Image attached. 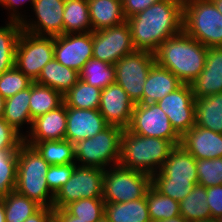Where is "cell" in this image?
<instances>
[{"instance_id": "obj_3", "label": "cell", "mask_w": 222, "mask_h": 222, "mask_svg": "<svg viewBox=\"0 0 222 222\" xmlns=\"http://www.w3.org/2000/svg\"><path fill=\"white\" fill-rule=\"evenodd\" d=\"M196 170V159L181 145H176L160 170L151 176V185L180 203L198 185Z\"/></svg>"}, {"instance_id": "obj_20", "label": "cell", "mask_w": 222, "mask_h": 222, "mask_svg": "<svg viewBox=\"0 0 222 222\" xmlns=\"http://www.w3.org/2000/svg\"><path fill=\"white\" fill-rule=\"evenodd\" d=\"M66 105L38 116L32 122L31 129L24 136V142H42L64 140L67 126Z\"/></svg>"}, {"instance_id": "obj_10", "label": "cell", "mask_w": 222, "mask_h": 222, "mask_svg": "<svg viewBox=\"0 0 222 222\" xmlns=\"http://www.w3.org/2000/svg\"><path fill=\"white\" fill-rule=\"evenodd\" d=\"M154 63V53L135 50L114 64L115 83L127 92L134 104L142 103L143 86Z\"/></svg>"}, {"instance_id": "obj_51", "label": "cell", "mask_w": 222, "mask_h": 222, "mask_svg": "<svg viewBox=\"0 0 222 222\" xmlns=\"http://www.w3.org/2000/svg\"><path fill=\"white\" fill-rule=\"evenodd\" d=\"M218 11L222 14V0H211Z\"/></svg>"}, {"instance_id": "obj_37", "label": "cell", "mask_w": 222, "mask_h": 222, "mask_svg": "<svg viewBox=\"0 0 222 222\" xmlns=\"http://www.w3.org/2000/svg\"><path fill=\"white\" fill-rule=\"evenodd\" d=\"M65 209L78 220L97 222L104 216L105 201L102 198H82L71 202Z\"/></svg>"}, {"instance_id": "obj_46", "label": "cell", "mask_w": 222, "mask_h": 222, "mask_svg": "<svg viewBox=\"0 0 222 222\" xmlns=\"http://www.w3.org/2000/svg\"><path fill=\"white\" fill-rule=\"evenodd\" d=\"M54 220L53 207H41L36 213L23 222H52Z\"/></svg>"}, {"instance_id": "obj_41", "label": "cell", "mask_w": 222, "mask_h": 222, "mask_svg": "<svg viewBox=\"0 0 222 222\" xmlns=\"http://www.w3.org/2000/svg\"><path fill=\"white\" fill-rule=\"evenodd\" d=\"M77 163L66 165H50L46 174V181L51 193L55 196L62 186L74 173Z\"/></svg>"}, {"instance_id": "obj_7", "label": "cell", "mask_w": 222, "mask_h": 222, "mask_svg": "<svg viewBox=\"0 0 222 222\" xmlns=\"http://www.w3.org/2000/svg\"><path fill=\"white\" fill-rule=\"evenodd\" d=\"M183 31L207 48L222 47V14L211 0H184Z\"/></svg>"}, {"instance_id": "obj_40", "label": "cell", "mask_w": 222, "mask_h": 222, "mask_svg": "<svg viewBox=\"0 0 222 222\" xmlns=\"http://www.w3.org/2000/svg\"><path fill=\"white\" fill-rule=\"evenodd\" d=\"M33 81L15 66L0 75V95L7 99L32 85Z\"/></svg>"}, {"instance_id": "obj_8", "label": "cell", "mask_w": 222, "mask_h": 222, "mask_svg": "<svg viewBox=\"0 0 222 222\" xmlns=\"http://www.w3.org/2000/svg\"><path fill=\"white\" fill-rule=\"evenodd\" d=\"M151 186V175L119 164L104 169L103 194L105 202L120 203L144 198Z\"/></svg>"}, {"instance_id": "obj_16", "label": "cell", "mask_w": 222, "mask_h": 222, "mask_svg": "<svg viewBox=\"0 0 222 222\" xmlns=\"http://www.w3.org/2000/svg\"><path fill=\"white\" fill-rule=\"evenodd\" d=\"M93 57V32L62 34L54 37V58L80 72Z\"/></svg>"}, {"instance_id": "obj_21", "label": "cell", "mask_w": 222, "mask_h": 222, "mask_svg": "<svg viewBox=\"0 0 222 222\" xmlns=\"http://www.w3.org/2000/svg\"><path fill=\"white\" fill-rule=\"evenodd\" d=\"M190 85L194 97L222 93V47L208 48L205 67Z\"/></svg>"}, {"instance_id": "obj_45", "label": "cell", "mask_w": 222, "mask_h": 222, "mask_svg": "<svg viewBox=\"0 0 222 222\" xmlns=\"http://www.w3.org/2000/svg\"><path fill=\"white\" fill-rule=\"evenodd\" d=\"M158 1L161 0H122L124 16L127 19Z\"/></svg>"}, {"instance_id": "obj_1", "label": "cell", "mask_w": 222, "mask_h": 222, "mask_svg": "<svg viewBox=\"0 0 222 222\" xmlns=\"http://www.w3.org/2000/svg\"><path fill=\"white\" fill-rule=\"evenodd\" d=\"M184 0H161L126 19L135 50L155 53L168 38L183 31Z\"/></svg>"}, {"instance_id": "obj_36", "label": "cell", "mask_w": 222, "mask_h": 222, "mask_svg": "<svg viewBox=\"0 0 222 222\" xmlns=\"http://www.w3.org/2000/svg\"><path fill=\"white\" fill-rule=\"evenodd\" d=\"M79 79L89 85L104 89L115 83V67L107 62L91 58L79 72Z\"/></svg>"}, {"instance_id": "obj_23", "label": "cell", "mask_w": 222, "mask_h": 222, "mask_svg": "<svg viewBox=\"0 0 222 222\" xmlns=\"http://www.w3.org/2000/svg\"><path fill=\"white\" fill-rule=\"evenodd\" d=\"M92 31L117 26L126 21L122 0H87Z\"/></svg>"}, {"instance_id": "obj_38", "label": "cell", "mask_w": 222, "mask_h": 222, "mask_svg": "<svg viewBox=\"0 0 222 222\" xmlns=\"http://www.w3.org/2000/svg\"><path fill=\"white\" fill-rule=\"evenodd\" d=\"M17 150H0V198L15 191Z\"/></svg>"}, {"instance_id": "obj_17", "label": "cell", "mask_w": 222, "mask_h": 222, "mask_svg": "<svg viewBox=\"0 0 222 222\" xmlns=\"http://www.w3.org/2000/svg\"><path fill=\"white\" fill-rule=\"evenodd\" d=\"M134 107L135 104L127 92L117 83H112L102 89L99 112L109 126L127 129Z\"/></svg>"}, {"instance_id": "obj_31", "label": "cell", "mask_w": 222, "mask_h": 222, "mask_svg": "<svg viewBox=\"0 0 222 222\" xmlns=\"http://www.w3.org/2000/svg\"><path fill=\"white\" fill-rule=\"evenodd\" d=\"M21 32L20 22L6 21L0 26V75L14 67L15 48Z\"/></svg>"}, {"instance_id": "obj_29", "label": "cell", "mask_w": 222, "mask_h": 222, "mask_svg": "<svg viewBox=\"0 0 222 222\" xmlns=\"http://www.w3.org/2000/svg\"><path fill=\"white\" fill-rule=\"evenodd\" d=\"M30 115L32 120L57 109L64 103L63 95L54 89L33 82L30 86Z\"/></svg>"}, {"instance_id": "obj_33", "label": "cell", "mask_w": 222, "mask_h": 222, "mask_svg": "<svg viewBox=\"0 0 222 222\" xmlns=\"http://www.w3.org/2000/svg\"><path fill=\"white\" fill-rule=\"evenodd\" d=\"M180 215L188 222L211 218L207 205L206 188L195 185L194 189L179 203Z\"/></svg>"}, {"instance_id": "obj_32", "label": "cell", "mask_w": 222, "mask_h": 222, "mask_svg": "<svg viewBox=\"0 0 222 222\" xmlns=\"http://www.w3.org/2000/svg\"><path fill=\"white\" fill-rule=\"evenodd\" d=\"M1 198L5 209V222H23L42 207L16 191L9 192Z\"/></svg>"}, {"instance_id": "obj_15", "label": "cell", "mask_w": 222, "mask_h": 222, "mask_svg": "<svg viewBox=\"0 0 222 222\" xmlns=\"http://www.w3.org/2000/svg\"><path fill=\"white\" fill-rule=\"evenodd\" d=\"M157 104L180 136L195 126V97L190 84H182Z\"/></svg>"}, {"instance_id": "obj_24", "label": "cell", "mask_w": 222, "mask_h": 222, "mask_svg": "<svg viewBox=\"0 0 222 222\" xmlns=\"http://www.w3.org/2000/svg\"><path fill=\"white\" fill-rule=\"evenodd\" d=\"M30 87L19 91L14 96L5 99V109L3 119L18 131L23 137L29 132L32 126L30 115ZM23 125H27L24 127ZM27 128L25 132L24 129Z\"/></svg>"}, {"instance_id": "obj_49", "label": "cell", "mask_w": 222, "mask_h": 222, "mask_svg": "<svg viewBox=\"0 0 222 222\" xmlns=\"http://www.w3.org/2000/svg\"><path fill=\"white\" fill-rule=\"evenodd\" d=\"M0 222H5V209L2 198H0Z\"/></svg>"}, {"instance_id": "obj_30", "label": "cell", "mask_w": 222, "mask_h": 222, "mask_svg": "<svg viewBox=\"0 0 222 222\" xmlns=\"http://www.w3.org/2000/svg\"><path fill=\"white\" fill-rule=\"evenodd\" d=\"M102 89L87 84L79 79L77 83L63 95L66 107L78 109H99Z\"/></svg>"}, {"instance_id": "obj_50", "label": "cell", "mask_w": 222, "mask_h": 222, "mask_svg": "<svg viewBox=\"0 0 222 222\" xmlns=\"http://www.w3.org/2000/svg\"><path fill=\"white\" fill-rule=\"evenodd\" d=\"M5 99L0 95V118L4 116Z\"/></svg>"}, {"instance_id": "obj_52", "label": "cell", "mask_w": 222, "mask_h": 222, "mask_svg": "<svg viewBox=\"0 0 222 222\" xmlns=\"http://www.w3.org/2000/svg\"><path fill=\"white\" fill-rule=\"evenodd\" d=\"M196 222H217V219L214 218H208V219H203V220H199Z\"/></svg>"}, {"instance_id": "obj_39", "label": "cell", "mask_w": 222, "mask_h": 222, "mask_svg": "<svg viewBox=\"0 0 222 222\" xmlns=\"http://www.w3.org/2000/svg\"><path fill=\"white\" fill-rule=\"evenodd\" d=\"M198 184L205 188L222 185V157L196 159Z\"/></svg>"}, {"instance_id": "obj_48", "label": "cell", "mask_w": 222, "mask_h": 222, "mask_svg": "<svg viewBox=\"0 0 222 222\" xmlns=\"http://www.w3.org/2000/svg\"><path fill=\"white\" fill-rule=\"evenodd\" d=\"M153 222H188V221L185 218H183L181 215H179L171 219L159 220V221H153Z\"/></svg>"}, {"instance_id": "obj_35", "label": "cell", "mask_w": 222, "mask_h": 222, "mask_svg": "<svg viewBox=\"0 0 222 222\" xmlns=\"http://www.w3.org/2000/svg\"><path fill=\"white\" fill-rule=\"evenodd\" d=\"M145 196L151 222L171 219L180 215L179 202L162 195L152 185Z\"/></svg>"}, {"instance_id": "obj_13", "label": "cell", "mask_w": 222, "mask_h": 222, "mask_svg": "<svg viewBox=\"0 0 222 222\" xmlns=\"http://www.w3.org/2000/svg\"><path fill=\"white\" fill-rule=\"evenodd\" d=\"M93 32V57L114 65L125 55L133 53L131 29L127 21L120 25Z\"/></svg>"}, {"instance_id": "obj_12", "label": "cell", "mask_w": 222, "mask_h": 222, "mask_svg": "<svg viewBox=\"0 0 222 222\" xmlns=\"http://www.w3.org/2000/svg\"><path fill=\"white\" fill-rule=\"evenodd\" d=\"M128 129L140 136L170 140L180 145L181 136L157 103L135 104Z\"/></svg>"}, {"instance_id": "obj_2", "label": "cell", "mask_w": 222, "mask_h": 222, "mask_svg": "<svg viewBox=\"0 0 222 222\" xmlns=\"http://www.w3.org/2000/svg\"><path fill=\"white\" fill-rule=\"evenodd\" d=\"M208 48L184 31L165 40L154 53L155 62L183 84L192 83L205 67Z\"/></svg>"}, {"instance_id": "obj_54", "label": "cell", "mask_w": 222, "mask_h": 222, "mask_svg": "<svg viewBox=\"0 0 222 222\" xmlns=\"http://www.w3.org/2000/svg\"><path fill=\"white\" fill-rule=\"evenodd\" d=\"M217 222H222V216L217 218Z\"/></svg>"}, {"instance_id": "obj_43", "label": "cell", "mask_w": 222, "mask_h": 222, "mask_svg": "<svg viewBox=\"0 0 222 222\" xmlns=\"http://www.w3.org/2000/svg\"><path fill=\"white\" fill-rule=\"evenodd\" d=\"M206 193L211 218L217 219L222 216V185L207 187Z\"/></svg>"}, {"instance_id": "obj_53", "label": "cell", "mask_w": 222, "mask_h": 222, "mask_svg": "<svg viewBox=\"0 0 222 222\" xmlns=\"http://www.w3.org/2000/svg\"><path fill=\"white\" fill-rule=\"evenodd\" d=\"M97 222H110L109 220H108V218L104 215L99 221H97Z\"/></svg>"}, {"instance_id": "obj_19", "label": "cell", "mask_w": 222, "mask_h": 222, "mask_svg": "<svg viewBox=\"0 0 222 222\" xmlns=\"http://www.w3.org/2000/svg\"><path fill=\"white\" fill-rule=\"evenodd\" d=\"M180 145L195 159L222 157V134L197 125L181 136Z\"/></svg>"}, {"instance_id": "obj_42", "label": "cell", "mask_w": 222, "mask_h": 222, "mask_svg": "<svg viewBox=\"0 0 222 222\" xmlns=\"http://www.w3.org/2000/svg\"><path fill=\"white\" fill-rule=\"evenodd\" d=\"M24 142V137L0 118V150H18Z\"/></svg>"}, {"instance_id": "obj_5", "label": "cell", "mask_w": 222, "mask_h": 222, "mask_svg": "<svg viewBox=\"0 0 222 222\" xmlns=\"http://www.w3.org/2000/svg\"><path fill=\"white\" fill-rule=\"evenodd\" d=\"M17 157L15 191L36 201L42 207H53L54 195L46 181L50 164L33 146L25 142L18 148Z\"/></svg>"}, {"instance_id": "obj_26", "label": "cell", "mask_w": 222, "mask_h": 222, "mask_svg": "<svg viewBox=\"0 0 222 222\" xmlns=\"http://www.w3.org/2000/svg\"><path fill=\"white\" fill-rule=\"evenodd\" d=\"M195 125L222 134V93L195 97Z\"/></svg>"}, {"instance_id": "obj_25", "label": "cell", "mask_w": 222, "mask_h": 222, "mask_svg": "<svg viewBox=\"0 0 222 222\" xmlns=\"http://www.w3.org/2000/svg\"><path fill=\"white\" fill-rule=\"evenodd\" d=\"M79 80V72L59 63L55 58L42 69L38 84L48 86L62 95L66 94Z\"/></svg>"}, {"instance_id": "obj_28", "label": "cell", "mask_w": 222, "mask_h": 222, "mask_svg": "<svg viewBox=\"0 0 222 222\" xmlns=\"http://www.w3.org/2000/svg\"><path fill=\"white\" fill-rule=\"evenodd\" d=\"M92 32L87 0H65L63 34Z\"/></svg>"}, {"instance_id": "obj_11", "label": "cell", "mask_w": 222, "mask_h": 222, "mask_svg": "<svg viewBox=\"0 0 222 222\" xmlns=\"http://www.w3.org/2000/svg\"><path fill=\"white\" fill-rule=\"evenodd\" d=\"M104 169L80 166L54 196L53 208L63 209L82 198H102Z\"/></svg>"}, {"instance_id": "obj_14", "label": "cell", "mask_w": 222, "mask_h": 222, "mask_svg": "<svg viewBox=\"0 0 222 222\" xmlns=\"http://www.w3.org/2000/svg\"><path fill=\"white\" fill-rule=\"evenodd\" d=\"M65 0H35V15H24L22 30L37 36L56 37L63 34V12ZM30 17V18H28ZM37 18V19H36Z\"/></svg>"}, {"instance_id": "obj_9", "label": "cell", "mask_w": 222, "mask_h": 222, "mask_svg": "<svg viewBox=\"0 0 222 222\" xmlns=\"http://www.w3.org/2000/svg\"><path fill=\"white\" fill-rule=\"evenodd\" d=\"M54 58V37L22 30L15 48L14 66L35 82L43 67Z\"/></svg>"}, {"instance_id": "obj_44", "label": "cell", "mask_w": 222, "mask_h": 222, "mask_svg": "<svg viewBox=\"0 0 222 222\" xmlns=\"http://www.w3.org/2000/svg\"><path fill=\"white\" fill-rule=\"evenodd\" d=\"M35 0H3L0 3V6H2L4 9L9 11L7 14L8 21H15V22H22L24 19V14H28L29 12L25 13L21 9L24 8V4L27 2L30 3L29 6H33ZM24 13V14H22Z\"/></svg>"}, {"instance_id": "obj_34", "label": "cell", "mask_w": 222, "mask_h": 222, "mask_svg": "<svg viewBox=\"0 0 222 222\" xmlns=\"http://www.w3.org/2000/svg\"><path fill=\"white\" fill-rule=\"evenodd\" d=\"M25 143L33 146L41 157L50 165L76 163V160L72 155L70 141L66 139Z\"/></svg>"}, {"instance_id": "obj_6", "label": "cell", "mask_w": 222, "mask_h": 222, "mask_svg": "<svg viewBox=\"0 0 222 222\" xmlns=\"http://www.w3.org/2000/svg\"><path fill=\"white\" fill-rule=\"evenodd\" d=\"M123 129L108 126L95 136L70 142L72 155L80 166L107 169L120 160Z\"/></svg>"}, {"instance_id": "obj_27", "label": "cell", "mask_w": 222, "mask_h": 222, "mask_svg": "<svg viewBox=\"0 0 222 222\" xmlns=\"http://www.w3.org/2000/svg\"><path fill=\"white\" fill-rule=\"evenodd\" d=\"M104 212L110 222H151L146 196L128 202H105Z\"/></svg>"}, {"instance_id": "obj_18", "label": "cell", "mask_w": 222, "mask_h": 222, "mask_svg": "<svg viewBox=\"0 0 222 222\" xmlns=\"http://www.w3.org/2000/svg\"><path fill=\"white\" fill-rule=\"evenodd\" d=\"M66 113L65 139L70 142L91 138L109 126L99 109L66 107Z\"/></svg>"}, {"instance_id": "obj_47", "label": "cell", "mask_w": 222, "mask_h": 222, "mask_svg": "<svg viewBox=\"0 0 222 222\" xmlns=\"http://www.w3.org/2000/svg\"><path fill=\"white\" fill-rule=\"evenodd\" d=\"M54 220L56 222H85L78 220L77 217L71 215L65 208L54 209Z\"/></svg>"}, {"instance_id": "obj_4", "label": "cell", "mask_w": 222, "mask_h": 222, "mask_svg": "<svg viewBox=\"0 0 222 222\" xmlns=\"http://www.w3.org/2000/svg\"><path fill=\"white\" fill-rule=\"evenodd\" d=\"M174 147L170 140L140 136L127 128L122 132L118 164L152 176L160 170Z\"/></svg>"}, {"instance_id": "obj_22", "label": "cell", "mask_w": 222, "mask_h": 222, "mask_svg": "<svg viewBox=\"0 0 222 222\" xmlns=\"http://www.w3.org/2000/svg\"><path fill=\"white\" fill-rule=\"evenodd\" d=\"M182 84L170 70L155 62L150 68L143 86L142 103H157Z\"/></svg>"}]
</instances>
